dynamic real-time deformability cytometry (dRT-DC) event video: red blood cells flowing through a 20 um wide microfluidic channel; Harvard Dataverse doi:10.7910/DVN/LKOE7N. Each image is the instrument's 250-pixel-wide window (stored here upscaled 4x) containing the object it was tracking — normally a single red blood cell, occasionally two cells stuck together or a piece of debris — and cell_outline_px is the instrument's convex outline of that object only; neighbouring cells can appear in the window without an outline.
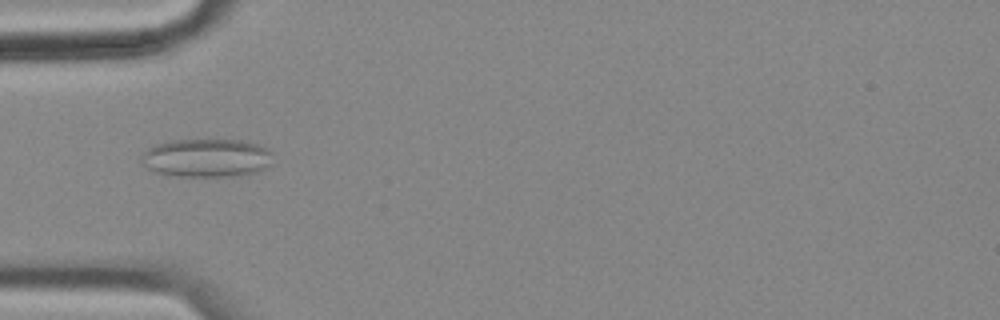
{"species": "common noctule bat (a hibernating species)", "species_latin": "Nyctalus noctula", "temperature_condition": "cold", "stored_images_in_passage": 55, "camera_frame_rate_fps": 3000, "um_per_image_px": 0.085, "animal": {"sex": "female", "body_mass_g": 18.4}, "frame": {"image": 1, "passage_image": 17, "time_ms": 5.333, "image_size_px": [1000, 320], "cell_outline_px": [[272, 164], [256, 172], [232, 176], [168, 176], [156, 172], [148, 168], [140, 160], [144, 152], [148, 148], [156, 144], [172, 140], [244, 140], [256, 144], [272, 152]], "centroid_in_image_um": [17.55, 13.42], "position_along_channel_um": 67.4, "area_um2": 29.42}}
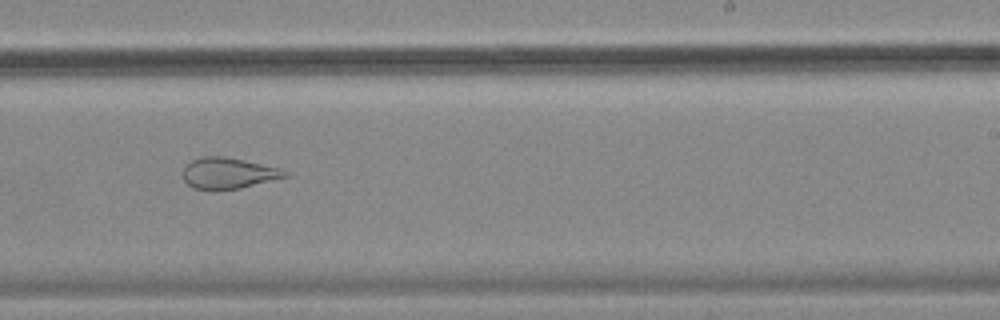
{"frame": {"image": 2, "passage_image": 34, "time_ms": 11.0, "image_size_px": [1000, 320], "cell_outline_px": [[292, 176], [240, 188], [212, 192], [192, 188], [184, 180], [184, 164], [200, 156], [224, 156], [244, 160], [280, 168], [292, 172]], "centroid_in_image_um": [19.43, 14.74], "position_along_channel_um": 269.6, "area_um2": 19.13}}
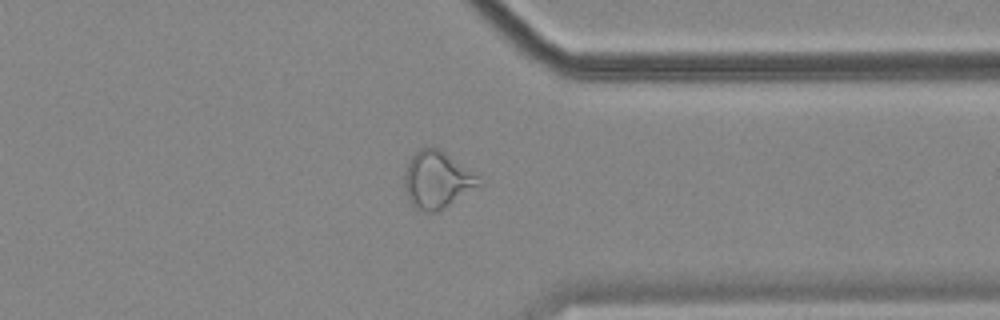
{"frame": {"image": 3, "passage_image": 43, "time_ms": 14.0, "image_size_px": [1000, 320], "cell_outline_px": [[484, 184], [444, 208], [436, 212], [428, 212], [416, 208], [408, 200], [404, 184], [404, 176], [408, 160], [420, 148], [440, 148], [480, 176]], "centroid_in_image_um": [37.19, 15.28], "position_along_channel_um": 374.2, "area_um2": 24.97}, "authors_computed_cell_mechanics": {"area_um2": 26.01, "velocity_mm_per_s": 3.57, "shape_relaxation_time_tau1_ms": null, "shape_relaxation_time_tau2_ms": 1.6005, "deformation_change_tau1": null, "deformation_change_tau2": 0.0976}}